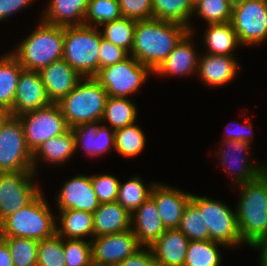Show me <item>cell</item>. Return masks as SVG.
Instances as JSON below:
<instances>
[{
  "label": "cell",
  "instance_id": "1",
  "mask_svg": "<svg viewBox=\"0 0 267 266\" xmlns=\"http://www.w3.org/2000/svg\"><path fill=\"white\" fill-rule=\"evenodd\" d=\"M188 32L187 27L175 22L137 20L130 55L154 72Z\"/></svg>",
  "mask_w": 267,
  "mask_h": 266
},
{
  "label": "cell",
  "instance_id": "2",
  "mask_svg": "<svg viewBox=\"0 0 267 266\" xmlns=\"http://www.w3.org/2000/svg\"><path fill=\"white\" fill-rule=\"evenodd\" d=\"M239 190L236 208L238 231L244 244L253 248L267 236V176L234 186Z\"/></svg>",
  "mask_w": 267,
  "mask_h": 266
},
{
  "label": "cell",
  "instance_id": "3",
  "mask_svg": "<svg viewBox=\"0 0 267 266\" xmlns=\"http://www.w3.org/2000/svg\"><path fill=\"white\" fill-rule=\"evenodd\" d=\"M64 27L40 19L35 29L10 53L25 70L40 71L63 57Z\"/></svg>",
  "mask_w": 267,
  "mask_h": 266
},
{
  "label": "cell",
  "instance_id": "4",
  "mask_svg": "<svg viewBox=\"0 0 267 266\" xmlns=\"http://www.w3.org/2000/svg\"><path fill=\"white\" fill-rule=\"evenodd\" d=\"M41 191L30 203L0 223V237L41 241L57 233L56 216Z\"/></svg>",
  "mask_w": 267,
  "mask_h": 266
},
{
  "label": "cell",
  "instance_id": "5",
  "mask_svg": "<svg viewBox=\"0 0 267 266\" xmlns=\"http://www.w3.org/2000/svg\"><path fill=\"white\" fill-rule=\"evenodd\" d=\"M108 94L94 77H83L76 87L57 104L69 128L101 122Z\"/></svg>",
  "mask_w": 267,
  "mask_h": 266
},
{
  "label": "cell",
  "instance_id": "6",
  "mask_svg": "<svg viewBox=\"0 0 267 266\" xmlns=\"http://www.w3.org/2000/svg\"><path fill=\"white\" fill-rule=\"evenodd\" d=\"M101 32L86 25L64 27L63 57L83 77H94L100 70L98 51Z\"/></svg>",
  "mask_w": 267,
  "mask_h": 266
},
{
  "label": "cell",
  "instance_id": "7",
  "mask_svg": "<svg viewBox=\"0 0 267 266\" xmlns=\"http://www.w3.org/2000/svg\"><path fill=\"white\" fill-rule=\"evenodd\" d=\"M190 201L203 215L209 240L221 243L229 249L245 245L238 231L236 209L233 210L223 201L196 194L191 195Z\"/></svg>",
  "mask_w": 267,
  "mask_h": 266
},
{
  "label": "cell",
  "instance_id": "8",
  "mask_svg": "<svg viewBox=\"0 0 267 266\" xmlns=\"http://www.w3.org/2000/svg\"><path fill=\"white\" fill-rule=\"evenodd\" d=\"M152 74L150 68L129 54L122 61L101 68L94 78L105 88L108 96L130 98L140 91Z\"/></svg>",
  "mask_w": 267,
  "mask_h": 266
},
{
  "label": "cell",
  "instance_id": "9",
  "mask_svg": "<svg viewBox=\"0 0 267 266\" xmlns=\"http://www.w3.org/2000/svg\"><path fill=\"white\" fill-rule=\"evenodd\" d=\"M231 24L241 45L267 40V0H234Z\"/></svg>",
  "mask_w": 267,
  "mask_h": 266
},
{
  "label": "cell",
  "instance_id": "10",
  "mask_svg": "<svg viewBox=\"0 0 267 266\" xmlns=\"http://www.w3.org/2000/svg\"><path fill=\"white\" fill-rule=\"evenodd\" d=\"M33 171L32 152L18 117L9 116L0 128V172Z\"/></svg>",
  "mask_w": 267,
  "mask_h": 266
},
{
  "label": "cell",
  "instance_id": "11",
  "mask_svg": "<svg viewBox=\"0 0 267 266\" xmlns=\"http://www.w3.org/2000/svg\"><path fill=\"white\" fill-rule=\"evenodd\" d=\"M18 118L24 129L26 144L32 153L45 141L60 136L70 129L60 106L56 103L26 112Z\"/></svg>",
  "mask_w": 267,
  "mask_h": 266
},
{
  "label": "cell",
  "instance_id": "12",
  "mask_svg": "<svg viewBox=\"0 0 267 266\" xmlns=\"http://www.w3.org/2000/svg\"><path fill=\"white\" fill-rule=\"evenodd\" d=\"M35 177L33 171L0 172V223L25 207L42 191L35 184Z\"/></svg>",
  "mask_w": 267,
  "mask_h": 266
},
{
  "label": "cell",
  "instance_id": "13",
  "mask_svg": "<svg viewBox=\"0 0 267 266\" xmlns=\"http://www.w3.org/2000/svg\"><path fill=\"white\" fill-rule=\"evenodd\" d=\"M215 152L219 164L231 177L234 185L254 180L263 172V162L258 164L251 160V145L244 141H222Z\"/></svg>",
  "mask_w": 267,
  "mask_h": 266
},
{
  "label": "cell",
  "instance_id": "14",
  "mask_svg": "<svg viewBox=\"0 0 267 266\" xmlns=\"http://www.w3.org/2000/svg\"><path fill=\"white\" fill-rule=\"evenodd\" d=\"M91 246L92 262L104 266H117L142 247L132 229L94 237Z\"/></svg>",
  "mask_w": 267,
  "mask_h": 266
},
{
  "label": "cell",
  "instance_id": "15",
  "mask_svg": "<svg viewBox=\"0 0 267 266\" xmlns=\"http://www.w3.org/2000/svg\"><path fill=\"white\" fill-rule=\"evenodd\" d=\"M56 193L58 210L75 209L93 213L100 205L91 183V175L76 174Z\"/></svg>",
  "mask_w": 267,
  "mask_h": 266
},
{
  "label": "cell",
  "instance_id": "16",
  "mask_svg": "<svg viewBox=\"0 0 267 266\" xmlns=\"http://www.w3.org/2000/svg\"><path fill=\"white\" fill-rule=\"evenodd\" d=\"M51 104L38 71H21L10 116L18 117Z\"/></svg>",
  "mask_w": 267,
  "mask_h": 266
},
{
  "label": "cell",
  "instance_id": "17",
  "mask_svg": "<svg viewBox=\"0 0 267 266\" xmlns=\"http://www.w3.org/2000/svg\"><path fill=\"white\" fill-rule=\"evenodd\" d=\"M195 34L188 32L176 45L169 56L153 72L155 76L187 77L197 75L200 53L196 50ZM198 53V54H197Z\"/></svg>",
  "mask_w": 267,
  "mask_h": 266
},
{
  "label": "cell",
  "instance_id": "18",
  "mask_svg": "<svg viewBox=\"0 0 267 266\" xmlns=\"http://www.w3.org/2000/svg\"><path fill=\"white\" fill-rule=\"evenodd\" d=\"M191 195L192 193L161 182L155 183L152 187L150 197L154 200L166 229L179 228L183 210L190 201Z\"/></svg>",
  "mask_w": 267,
  "mask_h": 266
},
{
  "label": "cell",
  "instance_id": "19",
  "mask_svg": "<svg viewBox=\"0 0 267 266\" xmlns=\"http://www.w3.org/2000/svg\"><path fill=\"white\" fill-rule=\"evenodd\" d=\"M75 137V152L81 148L87 156L102 157L115 151V131L101 122L76 125L71 128Z\"/></svg>",
  "mask_w": 267,
  "mask_h": 266
},
{
  "label": "cell",
  "instance_id": "20",
  "mask_svg": "<svg viewBox=\"0 0 267 266\" xmlns=\"http://www.w3.org/2000/svg\"><path fill=\"white\" fill-rule=\"evenodd\" d=\"M240 64L234 56L200 54L197 75L210 88L225 86L237 77Z\"/></svg>",
  "mask_w": 267,
  "mask_h": 266
},
{
  "label": "cell",
  "instance_id": "21",
  "mask_svg": "<svg viewBox=\"0 0 267 266\" xmlns=\"http://www.w3.org/2000/svg\"><path fill=\"white\" fill-rule=\"evenodd\" d=\"M51 103H58L66 97L83 78L64 59L55 61L39 71Z\"/></svg>",
  "mask_w": 267,
  "mask_h": 266
},
{
  "label": "cell",
  "instance_id": "22",
  "mask_svg": "<svg viewBox=\"0 0 267 266\" xmlns=\"http://www.w3.org/2000/svg\"><path fill=\"white\" fill-rule=\"evenodd\" d=\"M189 241L179 229H167L149 248L158 266H184Z\"/></svg>",
  "mask_w": 267,
  "mask_h": 266
},
{
  "label": "cell",
  "instance_id": "23",
  "mask_svg": "<svg viewBox=\"0 0 267 266\" xmlns=\"http://www.w3.org/2000/svg\"><path fill=\"white\" fill-rule=\"evenodd\" d=\"M131 229L142 246H150L167 230L150 196L131 214Z\"/></svg>",
  "mask_w": 267,
  "mask_h": 266
},
{
  "label": "cell",
  "instance_id": "24",
  "mask_svg": "<svg viewBox=\"0 0 267 266\" xmlns=\"http://www.w3.org/2000/svg\"><path fill=\"white\" fill-rule=\"evenodd\" d=\"M75 153V137L70 128L64 134L50 138L37 147L32 153L33 172L37 174L41 161L49 165H63L69 162Z\"/></svg>",
  "mask_w": 267,
  "mask_h": 266
},
{
  "label": "cell",
  "instance_id": "25",
  "mask_svg": "<svg viewBox=\"0 0 267 266\" xmlns=\"http://www.w3.org/2000/svg\"><path fill=\"white\" fill-rule=\"evenodd\" d=\"M90 0H49L39 20L56 26L84 25Z\"/></svg>",
  "mask_w": 267,
  "mask_h": 266
},
{
  "label": "cell",
  "instance_id": "26",
  "mask_svg": "<svg viewBox=\"0 0 267 266\" xmlns=\"http://www.w3.org/2000/svg\"><path fill=\"white\" fill-rule=\"evenodd\" d=\"M94 237L131 229V214L118 202L101 203L93 212Z\"/></svg>",
  "mask_w": 267,
  "mask_h": 266
},
{
  "label": "cell",
  "instance_id": "27",
  "mask_svg": "<svg viewBox=\"0 0 267 266\" xmlns=\"http://www.w3.org/2000/svg\"><path fill=\"white\" fill-rule=\"evenodd\" d=\"M58 211L56 228L59 236L82 240H86L88 237L91 240L94 238L93 213L75 209Z\"/></svg>",
  "mask_w": 267,
  "mask_h": 266
},
{
  "label": "cell",
  "instance_id": "28",
  "mask_svg": "<svg viewBox=\"0 0 267 266\" xmlns=\"http://www.w3.org/2000/svg\"><path fill=\"white\" fill-rule=\"evenodd\" d=\"M202 41L205 52L212 55L234 56L236 48L242 46L231 22L207 24Z\"/></svg>",
  "mask_w": 267,
  "mask_h": 266
},
{
  "label": "cell",
  "instance_id": "29",
  "mask_svg": "<svg viewBox=\"0 0 267 266\" xmlns=\"http://www.w3.org/2000/svg\"><path fill=\"white\" fill-rule=\"evenodd\" d=\"M24 68L10 53L0 56V109L10 112L21 71Z\"/></svg>",
  "mask_w": 267,
  "mask_h": 266
},
{
  "label": "cell",
  "instance_id": "30",
  "mask_svg": "<svg viewBox=\"0 0 267 266\" xmlns=\"http://www.w3.org/2000/svg\"><path fill=\"white\" fill-rule=\"evenodd\" d=\"M153 18L184 25L196 34L192 26L194 5L191 0H152Z\"/></svg>",
  "mask_w": 267,
  "mask_h": 266
},
{
  "label": "cell",
  "instance_id": "31",
  "mask_svg": "<svg viewBox=\"0 0 267 266\" xmlns=\"http://www.w3.org/2000/svg\"><path fill=\"white\" fill-rule=\"evenodd\" d=\"M137 108L130 98L108 96L101 123L114 131L134 124L138 117Z\"/></svg>",
  "mask_w": 267,
  "mask_h": 266
},
{
  "label": "cell",
  "instance_id": "32",
  "mask_svg": "<svg viewBox=\"0 0 267 266\" xmlns=\"http://www.w3.org/2000/svg\"><path fill=\"white\" fill-rule=\"evenodd\" d=\"M227 247L211 240H191L184 266H221L222 252L220 248Z\"/></svg>",
  "mask_w": 267,
  "mask_h": 266
},
{
  "label": "cell",
  "instance_id": "33",
  "mask_svg": "<svg viewBox=\"0 0 267 266\" xmlns=\"http://www.w3.org/2000/svg\"><path fill=\"white\" fill-rule=\"evenodd\" d=\"M115 151L125 158L140 155L146 146V135L137 122L115 130Z\"/></svg>",
  "mask_w": 267,
  "mask_h": 266
},
{
  "label": "cell",
  "instance_id": "34",
  "mask_svg": "<svg viewBox=\"0 0 267 266\" xmlns=\"http://www.w3.org/2000/svg\"><path fill=\"white\" fill-rule=\"evenodd\" d=\"M140 176H133L127 182H119L118 202L130 214H132L149 196L156 182L145 184ZM148 185V186H147Z\"/></svg>",
  "mask_w": 267,
  "mask_h": 266
},
{
  "label": "cell",
  "instance_id": "35",
  "mask_svg": "<svg viewBox=\"0 0 267 266\" xmlns=\"http://www.w3.org/2000/svg\"><path fill=\"white\" fill-rule=\"evenodd\" d=\"M101 26L102 29L99 30L102 38L124 49L128 54L131 53L136 20L122 17L118 20L104 23Z\"/></svg>",
  "mask_w": 267,
  "mask_h": 266
},
{
  "label": "cell",
  "instance_id": "36",
  "mask_svg": "<svg viewBox=\"0 0 267 266\" xmlns=\"http://www.w3.org/2000/svg\"><path fill=\"white\" fill-rule=\"evenodd\" d=\"M233 3L234 0H200L194 6L193 18H201L206 25L230 22Z\"/></svg>",
  "mask_w": 267,
  "mask_h": 266
},
{
  "label": "cell",
  "instance_id": "37",
  "mask_svg": "<svg viewBox=\"0 0 267 266\" xmlns=\"http://www.w3.org/2000/svg\"><path fill=\"white\" fill-rule=\"evenodd\" d=\"M122 18L119 0H90L84 25L100 28L102 24Z\"/></svg>",
  "mask_w": 267,
  "mask_h": 266
},
{
  "label": "cell",
  "instance_id": "38",
  "mask_svg": "<svg viewBox=\"0 0 267 266\" xmlns=\"http://www.w3.org/2000/svg\"><path fill=\"white\" fill-rule=\"evenodd\" d=\"M8 246L13 266H37L38 243L23 237H0Z\"/></svg>",
  "mask_w": 267,
  "mask_h": 266
},
{
  "label": "cell",
  "instance_id": "39",
  "mask_svg": "<svg viewBox=\"0 0 267 266\" xmlns=\"http://www.w3.org/2000/svg\"><path fill=\"white\" fill-rule=\"evenodd\" d=\"M183 232L188 239L191 240H209V231L206 223L203 220V215L199 209L189 201L185 206L181 223L178 228Z\"/></svg>",
  "mask_w": 267,
  "mask_h": 266
},
{
  "label": "cell",
  "instance_id": "40",
  "mask_svg": "<svg viewBox=\"0 0 267 266\" xmlns=\"http://www.w3.org/2000/svg\"><path fill=\"white\" fill-rule=\"evenodd\" d=\"M37 266H66L64 238L57 233L38 243Z\"/></svg>",
  "mask_w": 267,
  "mask_h": 266
},
{
  "label": "cell",
  "instance_id": "41",
  "mask_svg": "<svg viewBox=\"0 0 267 266\" xmlns=\"http://www.w3.org/2000/svg\"><path fill=\"white\" fill-rule=\"evenodd\" d=\"M64 256L66 266H88L92 262L91 239L64 238Z\"/></svg>",
  "mask_w": 267,
  "mask_h": 266
},
{
  "label": "cell",
  "instance_id": "42",
  "mask_svg": "<svg viewBox=\"0 0 267 266\" xmlns=\"http://www.w3.org/2000/svg\"><path fill=\"white\" fill-rule=\"evenodd\" d=\"M119 182L120 179L112 174L91 175V183L100 204L116 202Z\"/></svg>",
  "mask_w": 267,
  "mask_h": 266
},
{
  "label": "cell",
  "instance_id": "43",
  "mask_svg": "<svg viewBox=\"0 0 267 266\" xmlns=\"http://www.w3.org/2000/svg\"><path fill=\"white\" fill-rule=\"evenodd\" d=\"M122 17L134 20L153 18L152 0H119Z\"/></svg>",
  "mask_w": 267,
  "mask_h": 266
},
{
  "label": "cell",
  "instance_id": "44",
  "mask_svg": "<svg viewBox=\"0 0 267 266\" xmlns=\"http://www.w3.org/2000/svg\"><path fill=\"white\" fill-rule=\"evenodd\" d=\"M129 54L122 48L102 38L98 51L100 69L118 63Z\"/></svg>",
  "mask_w": 267,
  "mask_h": 266
},
{
  "label": "cell",
  "instance_id": "45",
  "mask_svg": "<svg viewBox=\"0 0 267 266\" xmlns=\"http://www.w3.org/2000/svg\"><path fill=\"white\" fill-rule=\"evenodd\" d=\"M245 123H241L238 122L236 125L234 124L231 128V126H229L230 124H227L226 126V130H225V134L223 136V138L221 139L222 141H229V140H234V141H244L247 142L251 145V143L253 142V127L251 123V119L249 116L245 117ZM230 128H229V127ZM228 128V129H227Z\"/></svg>",
  "mask_w": 267,
  "mask_h": 266
},
{
  "label": "cell",
  "instance_id": "46",
  "mask_svg": "<svg viewBox=\"0 0 267 266\" xmlns=\"http://www.w3.org/2000/svg\"><path fill=\"white\" fill-rule=\"evenodd\" d=\"M117 266H158L149 246H142L134 254L126 257Z\"/></svg>",
  "mask_w": 267,
  "mask_h": 266
},
{
  "label": "cell",
  "instance_id": "47",
  "mask_svg": "<svg viewBox=\"0 0 267 266\" xmlns=\"http://www.w3.org/2000/svg\"><path fill=\"white\" fill-rule=\"evenodd\" d=\"M34 2L35 0H0V22L14 16Z\"/></svg>",
  "mask_w": 267,
  "mask_h": 266
},
{
  "label": "cell",
  "instance_id": "48",
  "mask_svg": "<svg viewBox=\"0 0 267 266\" xmlns=\"http://www.w3.org/2000/svg\"><path fill=\"white\" fill-rule=\"evenodd\" d=\"M0 266H13L7 244L0 238Z\"/></svg>",
  "mask_w": 267,
  "mask_h": 266
},
{
  "label": "cell",
  "instance_id": "49",
  "mask_svg": "<svg viewBox=\"0 0 267 266\" xmlns=\"http://www.w3.org/2000/svg\"><path fill=\"white\" fill-rule=\"evenodd\" d=\"M253 249H255V251H260L258 257L260 266H267V236Z\"/></svg>",
  "mask_w": 267,
  "mask_h": 266
},
{
  "label": "cell",
  "instance_id": "50",
  "mask_svg": "<svg viewBox=\"0 0 267 266\" xmlns=\"http://www.w3.org/2000/svg\"><path fill=\"white\" fill-rule=\"evenodd\" d=\"M10 116L9 112L6 110H0V128L3 122Z\"/></svg>",
  "mask_w": 267,
  "mask_h": 266
},
{
  "label": "cell",
  "instance_id": "51",
  "mask_svg": "<svg viewBox=\"0 0 267 266\" xmlns=\"http://www.w3.org/2000/svg\"><path fill=\"white\" fill-rule=\"evenodd\" d=\"M263 173L267 176V163H263Z\"/></svg>",
  "mask_w": 267,
  "mask_h": 266
},
{
  "label": "cell",
  "instance_id": "52",
  "mask_svg": "<svg viewBox=\"0 0 267 266\" xmlns=\"http://www.w3.org/2000/svg\"><path fill=\"white\" fill-rule=\"evenodd\" d=\"M88 266H104V265H101V264H97V263L91 262Z\"/></svg>",
  "mask_w": 267,
  "mask_h": 266
},
{
  "label": "cell",
  "instance_id": "53",
  "mask_svg": "<svg viewBox=\"0 0 267 266\" xmlns=\"http://www.w3.org/2000/svg\"><path fill=\"white\" fill-rule=\"evenodd\" d=\"M193 5L195 6L200 0H191Z\"/></svg>",
  "mask_w": 267,
  "mask_h": 266
}]
</instances>
